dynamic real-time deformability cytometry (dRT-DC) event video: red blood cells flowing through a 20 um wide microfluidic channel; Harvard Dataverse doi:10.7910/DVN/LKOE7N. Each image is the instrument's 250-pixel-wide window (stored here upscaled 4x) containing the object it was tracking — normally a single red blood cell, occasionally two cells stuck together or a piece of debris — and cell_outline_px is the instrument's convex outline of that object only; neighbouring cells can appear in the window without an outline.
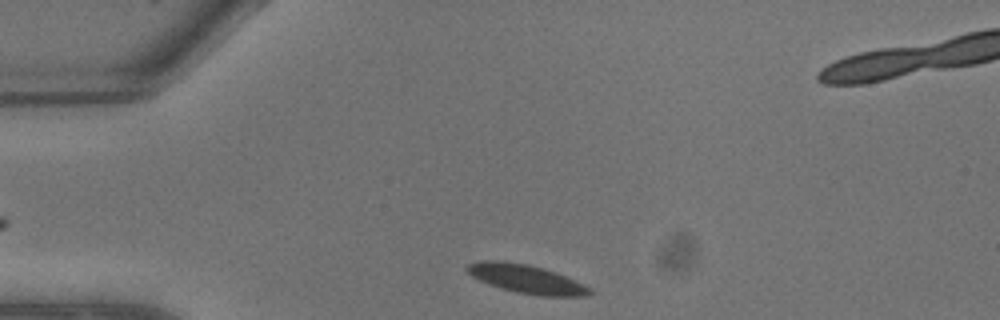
{"species": "common noctule bat (a hibernating species)", "species_latin": "Nyctalus noctula", "temperature_condition": "warm", "stored_images_in_passage": 4, "camera_frame_rate_fps": 3000, "um_per_image_px": 0.085, "animal": {"sex": "male", "body_mass_g": 13.3}, "frame": {"image": 1, "passage_image": 1, "time_ms": 0.0, "image_size_px": [1000, 320], "cell_outline_px": [[592, 292], [584, 296], [540, 296], [516, 292], [488, 284], [472, 276], [464, 268], [468, 264], [480, 260], [504, 260], [528, 264], [544, 268], [556, 272], [592, 288]], "centroid_in_image_um": [44.71, 23.69], "position_along_channel_um": 40.3, "area_um2": 20.52}}
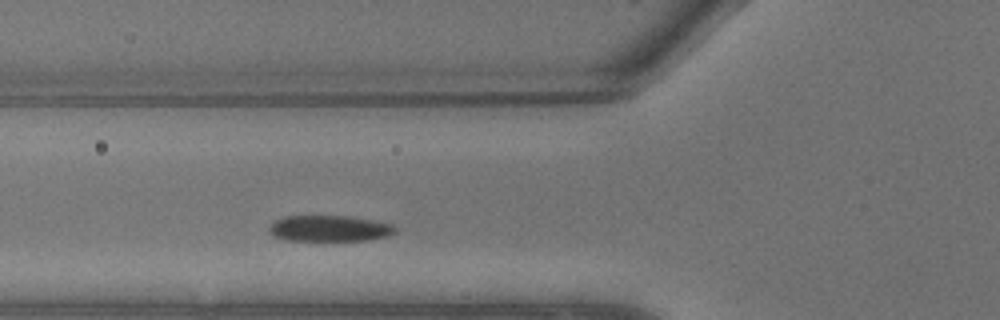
{"frame": {"image": 2, "passage_image": 4, "time_ms": 1.0, "image_size_px": [1000, 320], "cell_outline_px": [[396, 232], [388, 236], [368, 240], [284, 240], [272, 236], [268, 232], [268, 228], [276, 220], [284, 216], [352, 216], [392, 224], [396, 228]], "centroid_in_image_um": [27.99, 19.42], "position_along_channel_um": 97.8, "area_um2": 19.19}}